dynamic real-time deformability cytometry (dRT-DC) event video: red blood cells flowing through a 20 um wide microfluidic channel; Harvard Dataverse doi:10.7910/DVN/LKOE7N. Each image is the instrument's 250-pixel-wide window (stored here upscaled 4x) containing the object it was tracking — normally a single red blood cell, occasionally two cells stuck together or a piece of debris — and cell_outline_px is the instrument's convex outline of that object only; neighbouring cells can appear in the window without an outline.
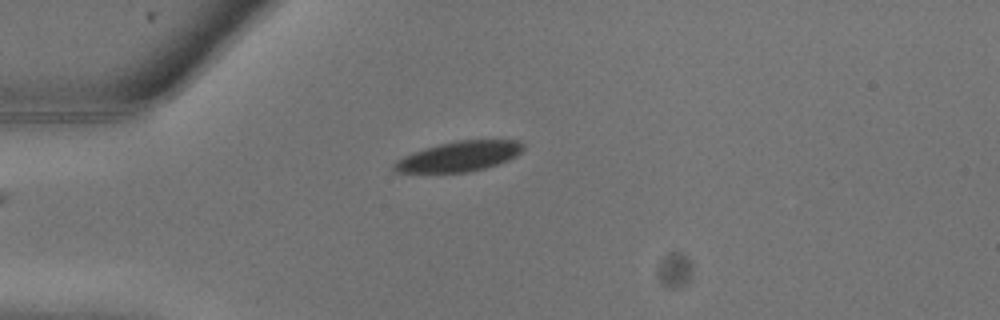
{"species": "common noctule bat (a hibernating species)", "species_latin": "Nyctalus noctula", "temperature_condition": "warm", "stored_images_in_passage": 2, "camera_frame_rate_fps": 3000, "um_per_image_px": 0.085, "animal": {"sex": "male", "body_mass_g": 13.3}, "frame": {"image": 1, "passage_image": 1, "time_ms": 0.0, "image_size_px": [1000, 320], "cell_outline_px": [[524, 148], [516, 156], [508, 160], [484, 168], [468, 172], [396, 172], [392, 168], [392, 164], [396, 160], [404, 156], [424, 148], [456, 140], [520, 140], [524, 144]], "centroid_in_image_um": [39.02, 13.28], "position_along_channel_um": 46.0, "area_um2": 22.48}}